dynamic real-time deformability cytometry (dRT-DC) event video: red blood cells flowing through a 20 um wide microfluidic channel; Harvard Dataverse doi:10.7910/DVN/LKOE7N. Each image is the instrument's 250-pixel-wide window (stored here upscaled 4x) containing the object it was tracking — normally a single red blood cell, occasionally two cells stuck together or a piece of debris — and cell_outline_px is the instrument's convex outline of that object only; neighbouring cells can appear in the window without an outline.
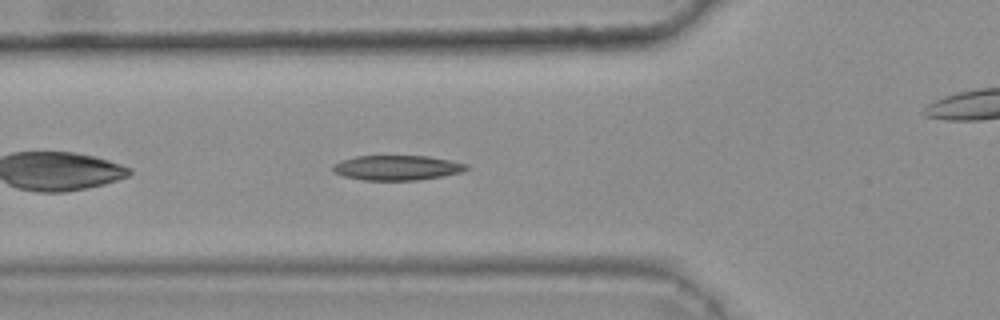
{"species": "common noctule bat (a hibernating species)", "species_latin": "Nyctalus noctula", "temperature_condition": "warm", "stored_images_in_passage": 28, "camera_frame_rate_fps": 3000, "um_per_image_px": 0.085, "animal": {"sex": "female", "body_mass_g": 25.1}, "frame": {"image": 1, "passage_image": 5, "time_ms": 1.333, "image_size_px": [1000, 320], "cell_outline_px": [[468, 168], [460, 172], [444, 176], [420, 180], [364, 180], [344, 176], [332, 172], [332, 164], [340, 160], [356, 156], [428, 156], [468, 164]], "centroid_in_image_um": [33.7, 14.26], "position_along_channel_um": 92.1, "area_um2": 19.42}}
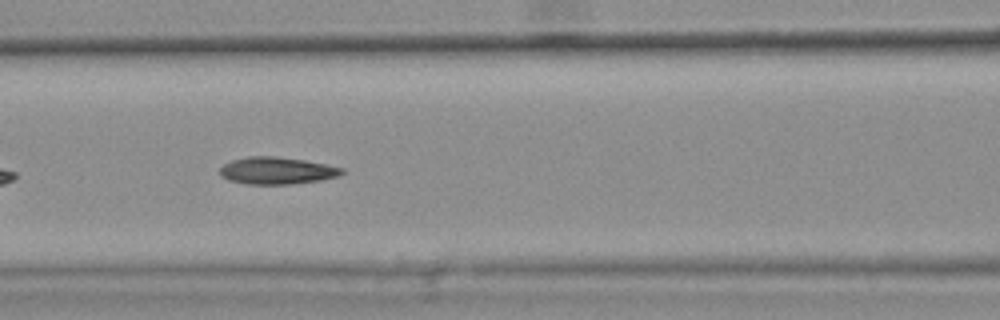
{"frame": {"image": 2, "passage_image": 9, "time_ms": 2.667, "image_size_px": [1000, 320], "cell_outline_px": [[344, 172], [340, 176], [320, 180], [292, 184], [248, 184], [228, 180], [220, 176], [220, 168], [224, 164], [232, 160], [248, 156], [276, 156], [304, 160], [344, 168]], "centroid_in_image_um": [23.53, 14.5], "position_along_channel_um": 143.1, "area_um2": 19.31}, "authors_computed_cell_mechanics": {"area_um2": 19.0162, "velocity_mm_per_s": 3.7967, "shape_relaxation_time_tau1_ms": null, "shape_relaxation_time_tau2_ms": 2.7448, "deformation_change_tau1": null, "deformation_change_tau2": 0.1019}}